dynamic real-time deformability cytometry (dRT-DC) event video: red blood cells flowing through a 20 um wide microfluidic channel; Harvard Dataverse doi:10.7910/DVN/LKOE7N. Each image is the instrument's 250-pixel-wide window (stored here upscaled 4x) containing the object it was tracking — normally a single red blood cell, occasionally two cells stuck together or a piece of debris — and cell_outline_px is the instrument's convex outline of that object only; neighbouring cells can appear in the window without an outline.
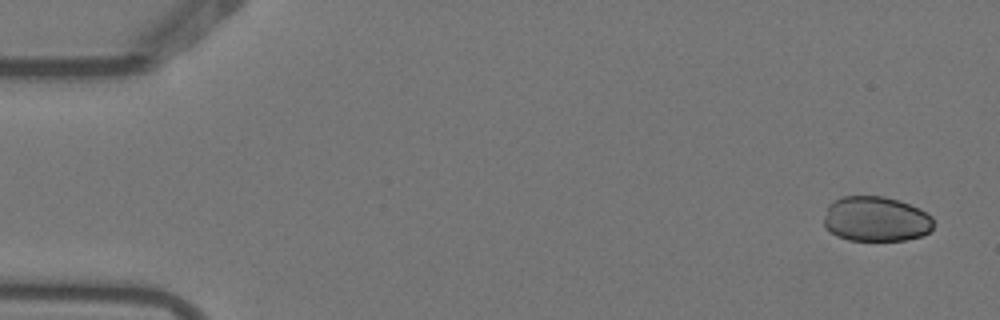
{"species": "Egyptian fruit bat (a non-hibernating species)", "species_latin": "Rousettus aegyptiacus", "temperature_condition": "warm", "stored_images_in_passage": 4, "camera_frame_rate_fps": 3000, "um_per_image_px": 0.085, "animal": {"sex": "female"}, "frame": {"image": 1, "passage_image": 1, "time_ms": 0.0, "image_size_px": [1000, 320], "cell_outline_px": [[932, 228], [924, 236], [904, 240], [848, 240], [836, 236], [824, 228], [824, 216], [828, 204], [840, 196], [884, 196], [920, 208], [932, 216]], "centroid_in_image_um": [74.42, 18.62], "position_along_channel_um": 10.6, "area_um2": 29.02}}